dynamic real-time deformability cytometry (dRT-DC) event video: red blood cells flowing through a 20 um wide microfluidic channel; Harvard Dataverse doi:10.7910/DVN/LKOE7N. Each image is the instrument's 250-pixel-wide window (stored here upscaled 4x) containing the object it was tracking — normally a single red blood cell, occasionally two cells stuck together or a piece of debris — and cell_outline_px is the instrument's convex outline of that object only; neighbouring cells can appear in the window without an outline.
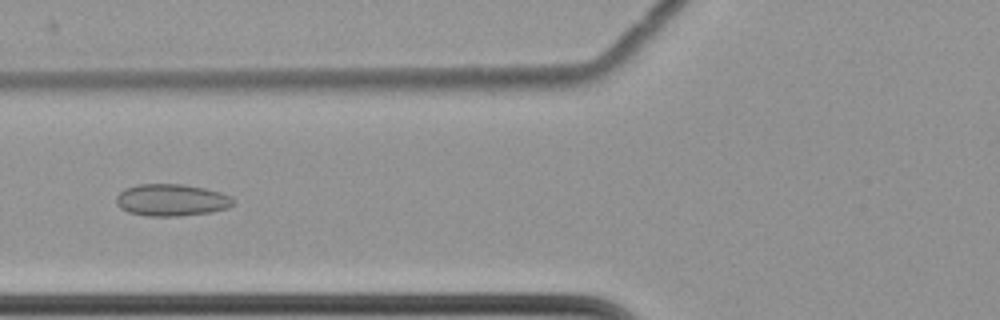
{"species": "common noctule bat (a hibernating species)", "species_latin": "Nyctalus noctula", "temperature_condition": "cold", "stored_images_in_passage": 57, "camera_frame_rate_fps": 3000, "um_per_image_px": 0.085, "animal": {"sex": "female", "body_mass_g": 22.7, "forearm_length_mm": 54.2}, "frame": {"image": 1, "passage_image": 22, "time_ms": 7.0, "image_size_px": [1000, 320], "cell_outline_px": [[236, 200], [228, 208], [212, 212], [180, 216], [148, 216], [128, 212], [120, 208], [116, 204], [116, 196], [124, 188], [136, 184], [184, 184], [204, 188], [220, 192], [232, 196]], "centroid_in_image_um": [14.58, 17.0], "position_along_channel_um": 111.2, "area_um2": 22.08}}
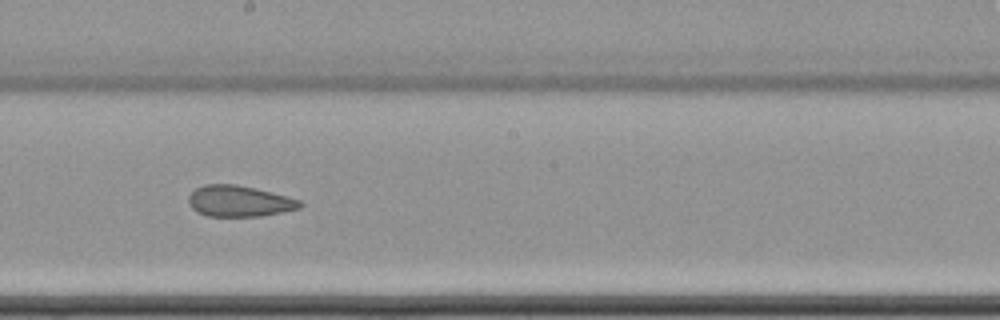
{"frame": {"image": 2, "passage_image": 32, "time_ms": 10.333, "image_size_px": [1000, 320], "cell_outline_px": [[304, 204], [300, 208], [260, 216], [208, 216], [196, 212], [188, 204], [188, 196], [196, 188], [204, 184], [236, 184], [256, 188], [300, 200]], "centroid_in_image_um": [20.3, 17.09], "position_along_channel_um": 227.9, "area_um2": 20.17}}
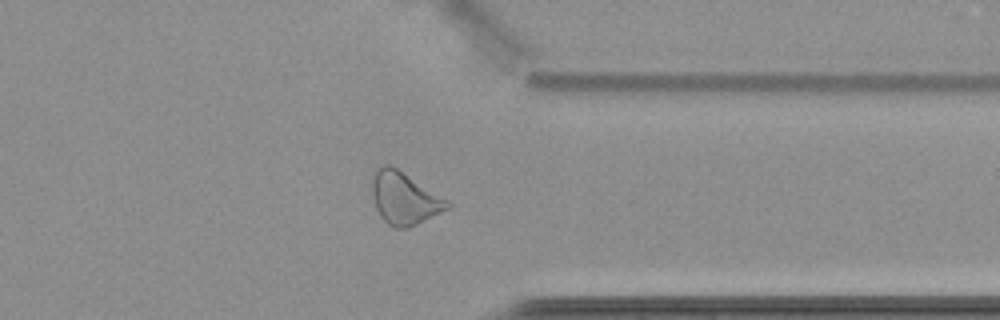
{"frame": {"image": 3, "passage_image": 45, "time_ms": 14.667, "image_size_px": [1000, 320], "cell_outline_px": [[452, 208], [408, 228], [392, 228], [380, 216], [376, 208], [372, 192], [372, 172], [380, 164], [392, 164], [448, 200], [452, 204]], "centroid_in_image_um": [34.37, 16.83], "position_along_channel_um": 377.0, "area_um2": 23.41}, "authors_computed_cell_mechanics": {"area_um2": 23.409, "velocity_mm_per_s": 3.5005, "shape_relaxation_time_tau1_ms": null, "shape_relaxation_time_tau2_ms": 3.8989, "deformation_change_tau1": null, "deformation_change_tau2": 0.119}}